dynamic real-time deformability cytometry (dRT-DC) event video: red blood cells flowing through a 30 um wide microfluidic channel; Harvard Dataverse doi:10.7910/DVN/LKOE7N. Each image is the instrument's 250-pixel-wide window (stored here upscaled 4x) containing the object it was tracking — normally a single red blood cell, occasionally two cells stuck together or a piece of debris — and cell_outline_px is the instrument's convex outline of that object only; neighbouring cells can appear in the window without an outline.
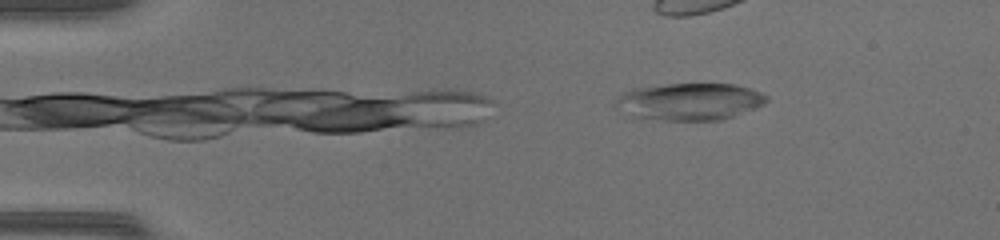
{"species": "common noctule bat (a hibernating species)", "species_latin": "Nyctalus noctula", "temperature_condition": "warm", "stored_images_in_passage": 4, "camera_frame_rate_fps": 3000, "um_per_image_px": 0.085, "animal": {"sex": "female", "body_mass_g": 17.0, "forearm_length_mm": 48.0}, "frame": {"image": 1, "passage_image": 4, "time_ms": 1.0, "image_size_px": [1000, 240], "cell_outline_px": [[768, 100], [764, 104], [756, 108], [720, 120], [632, 120], [616, 108], [612, 104], [624, 92], [632, 88], [668, 84], [736, 84], [760, 92], [768, 96]], "centroid_in_image_um": [58.51, 8.66], "position_along_channel_um": 26.5, "area_um2": 33.23}}